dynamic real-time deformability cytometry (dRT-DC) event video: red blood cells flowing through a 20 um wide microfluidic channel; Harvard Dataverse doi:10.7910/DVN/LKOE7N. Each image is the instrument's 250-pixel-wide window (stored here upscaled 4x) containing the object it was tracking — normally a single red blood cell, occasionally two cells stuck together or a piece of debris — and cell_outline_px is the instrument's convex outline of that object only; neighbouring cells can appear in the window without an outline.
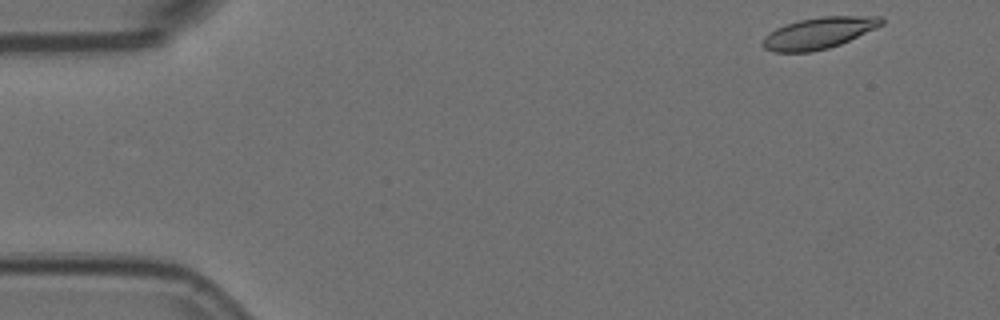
{"species": "Egyptian fruit bat (a non-hibernating species)", "species_latin": "Rousettus aegyptiacus", "temperature_condition": "room temperature", "stored_images_in_passage": 53, "camera_frame_rate_fps": 3000, "um_per_image_px": 0.085, "animal": {"sex": "female"}, "frame": {"image": 1, "passage_image": 1, "time_ms": 0.0, "image_size_px": [1000, 320], "cell_outline_px": [[884, 24], [876, 28], [840, 44], [828, 48], [812, 52], [772, 52], [764, 48], [760, 44], [764, 36], [776, 28], [784, 24], [800, 20], [820, 16], [880, 16], [884, 20]], "centroid_in_image_um": [69.57, 2.81], "position_along_channel_um": 15.4, "area_um2": 21.85}}
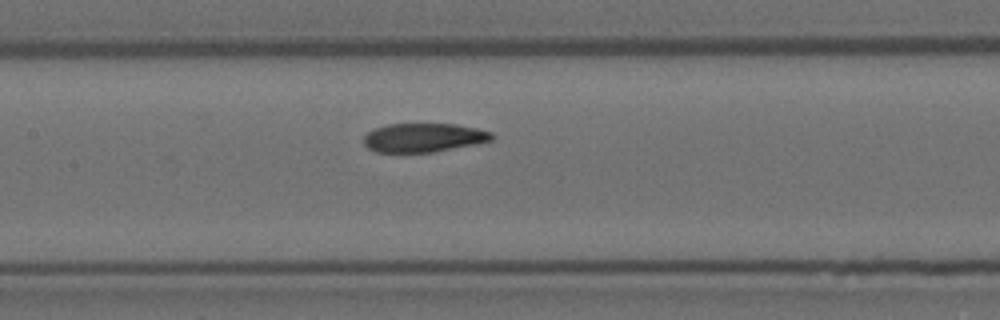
{"frame": {"image": 2, "passage_image": 23, "time_ms": 7.333, "image_size_px": [1000, 320], "cell_outline_px": [[492, 140], [476, 144], [432, 152], [376, 152], [368, 148], [364, 144], [364, 136], [368, 132], [376, 128], [388, 124], [456, 124], [476, 128], [492, 132]], "centroid_in_image_um": [36.0, 11.7], "position_along_channel_um": 171.4, "area_um2": 21.39}}
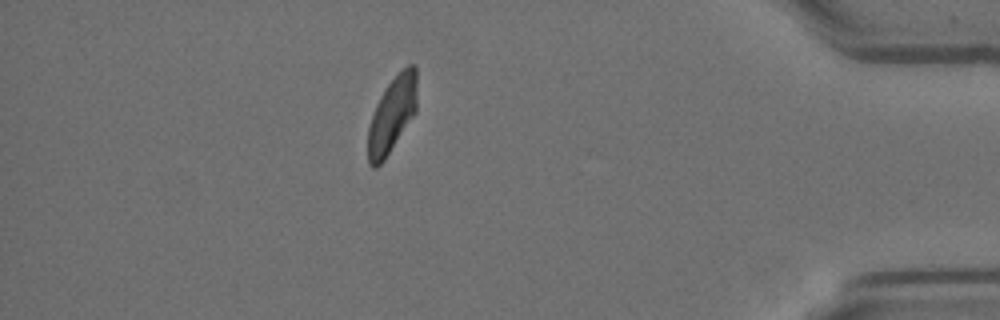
{"frame": {"image": 3, "passage_image": 46, "time_ms": 15.0, "image_size_px": [1000, 320], "cell_outline_px": [[416, 112], [384, 160], [376, 168], [372, 168], [368, 164], [368, 128], [376, 104], [380, 96], [396, 72], [408, 64], [416, 64]], "centroid_in_image_um": [33.32, 9.72], "position_along_channel_um": 401.9, "area_um2": 21.68}, "authors_computed_cell_mechanics": {"area_um2": 22.3686, "velocity_mm_per_s": 3.5854, "shape_relaxation_time_tau1_ms": 7.9655, "shape_relaxation_time_tau2_ms": 2.1979, "deformation_change_tau1": 0.1964, "deformation_change_tau2": 0.0622}}